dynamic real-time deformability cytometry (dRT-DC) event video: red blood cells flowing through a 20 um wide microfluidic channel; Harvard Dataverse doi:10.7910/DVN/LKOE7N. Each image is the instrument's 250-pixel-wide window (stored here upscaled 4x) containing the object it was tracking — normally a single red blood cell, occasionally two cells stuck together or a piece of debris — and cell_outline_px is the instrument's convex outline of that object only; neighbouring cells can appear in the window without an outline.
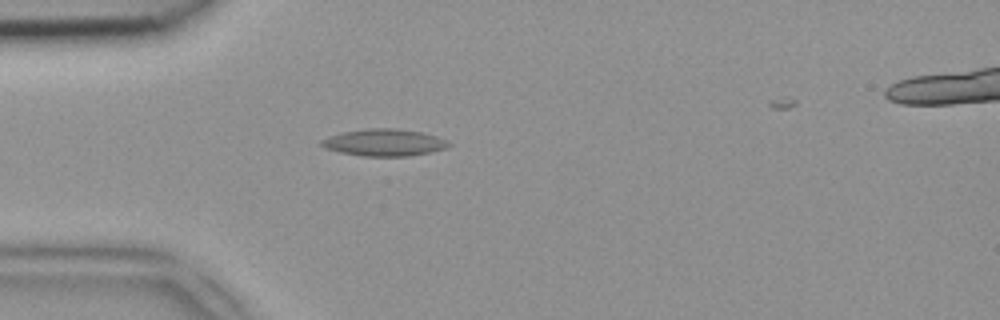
{"species": "common noctule bat (a hibernating species)", "species_latin": "Nyctalus noctula", "temperature_condition": "room temperature", "stored_images_in_passage": 42, "camera_frame_rate_fps": 3000, "um_per_image_px": 0.085, "animal": {"sex": "female", "body_mass_g": 18.4}, "frame": {"image": 1, "passage_image": 13, "time_ms": 4.0, "image_size_px": [1000, 320], "cell_outline_px": [[452, 144], [444, 148], [428, 152], [408, 156], [364, 156], [340, 152], [328, 148], [320, 144], [320, 140], [328, 136], [344, 132], [368, 128], [396, 128], [420, 132], [436, 136], [448, 140]], "centroid_in_image_um": [32.66, 12.1], "position_along_channel_um": 52.3, "area_um2": 19.77}}
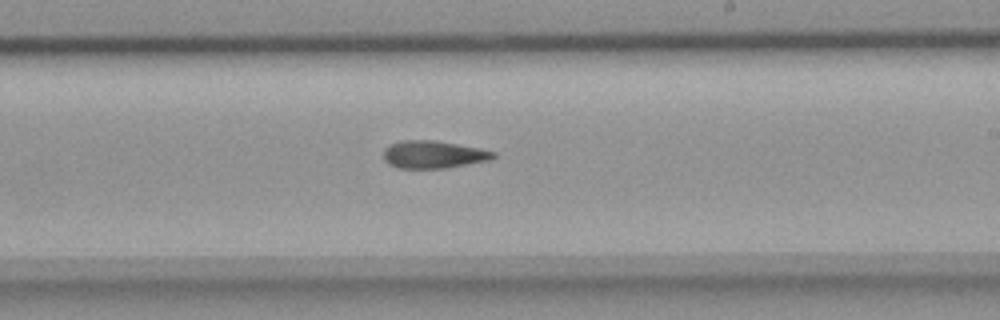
{"frame": {"image": 2, "passage_image": 28, "time_ms": 9.0, "image_size_px": [1000, 320], "cell_outline_px": [[496, 156], [492, 160], [448, 168], [396, 168], [388, 164], [384, 160], [384, 148], [388, 144], [400, 140], [436, 140], [480, 148], [496, 152]], "centroid_in_image_um": [36.84, 13.13], "position_along_channel_um": 252.2, "area_um2": 18.03}}
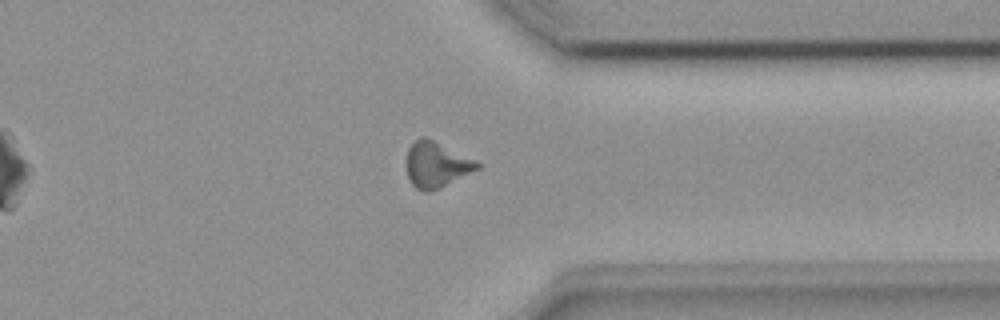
{"frame": {"image": 3, "passage_image": 37, "time_ms": 12.0, "image_size_px": [1000, 320], "cell_outline_px": [[480, 168], [440, 188], [428, 192], [424, 192], [416, 188], [412, 184], [408, 176], [408, 148], [416, 140], [424, 136], [476, 160], [480, 164]], "centroid_in_image_um": [37.11, 14.01], "position_along_channel_um": 374.3, "area_um2": 18.44}}